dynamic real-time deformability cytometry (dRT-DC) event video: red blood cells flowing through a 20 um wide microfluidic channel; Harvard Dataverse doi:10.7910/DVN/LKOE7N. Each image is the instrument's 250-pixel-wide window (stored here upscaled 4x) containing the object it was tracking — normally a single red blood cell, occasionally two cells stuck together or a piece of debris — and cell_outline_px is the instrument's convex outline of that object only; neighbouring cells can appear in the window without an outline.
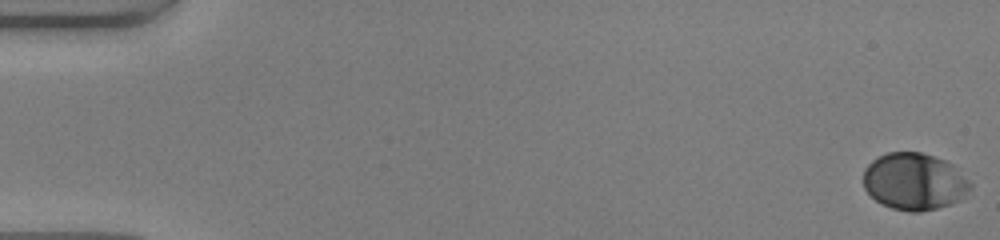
{"species": "human", "species_latin": "Homo sapiens", "temperature_condition": "warm", "stored_images_in_passage": 51, "camera_frame_rate_fps": 3000, "um_per_image_px": 0.085, "donor": {"sex": "male"}, "frame": {"image": 1, "passage_image": 1, "time_ms": 0.0, "image_size_px": [1000, 240], "cell_outline_px": [[972, 188], [960, 200], [936, 208], [920, 212], [908, 212], [892, 208], [880, 204], [864, 188], [864, 168], [872, 160], [888, 152], [920, 152], [944, 160], [952, 164], [972, 184]], "centroid_in_image_um": [77.71, 15.44], "position_along_channel_um": 7.3, "area_um2": 35.43}}
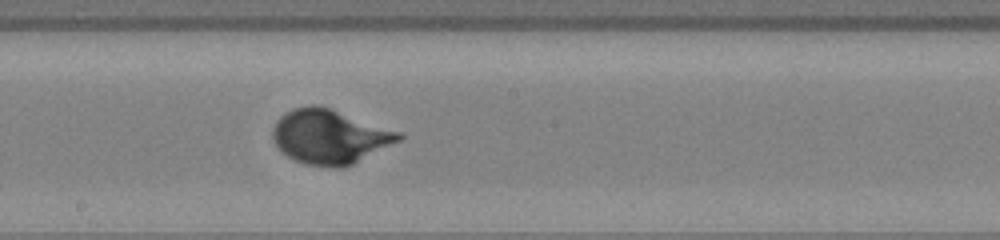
{"frame": {"image": 2, "passage_image": 29, "time_ms": 9.333, "image_size_px": [1000, 240], "cell_outline_px": [[404, 136], [400, 140], [344, 168], [328, 168], [304, 164], [280, 152], [272, 140], [272, 128], [276, 120], [280, 116], [292, 108], [308, 104], [316, 104], [400, 132]], "centroid_in_image_um": [27.95, 11.62], "position_along_channel_um": 220.2, "area_um2": 39.88}}
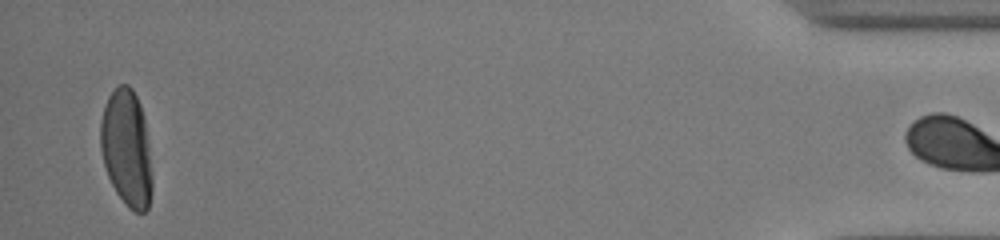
{"frame": {"image": 3, "passage_image": 50, "time_ms": 16.333, "image_size_px": [1000, 240], "cell_outline_px": [[152, 192], [148, 208], [144, 212], [136, 212], [128, 208], [124, 204], [116, 192], [108, 176], [104, 164], [100, 148], [100, 120], [108, 96], [116, 84], [128, 84], [132, 88], [140, 104], [144, 116], [152, 176]], "centroid_in_image_um": [10.75, 12.59], "position_along_channel_um": 424.4, "area_um2": 35.32}, "authors_computed_cell_mechanics": {"area_um2": 37.1076, "velocity_mm_per_s": 4.0928, "shape_relaxation_time_tau1_ms": 2.6479, "shape_relaxation_time_tau2_ms": null, "deformation_change_tau1": 0.1711, "deformation_change_tau2": null}}